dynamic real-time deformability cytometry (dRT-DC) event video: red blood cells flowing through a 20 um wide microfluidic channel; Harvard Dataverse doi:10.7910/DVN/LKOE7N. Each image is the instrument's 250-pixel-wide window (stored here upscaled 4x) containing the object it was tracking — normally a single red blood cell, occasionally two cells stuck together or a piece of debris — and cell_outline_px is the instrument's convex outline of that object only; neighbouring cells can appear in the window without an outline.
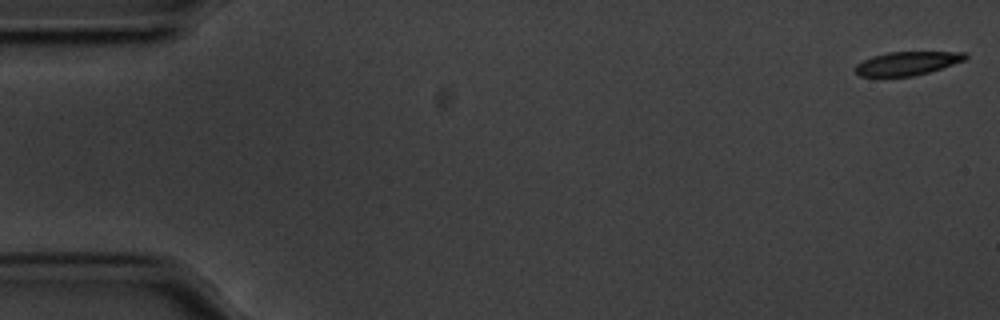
{"species": "common noctule bat (a hibernating species)", "species_latin": "Nyctalus noctula", "temperature_condition": "cold", "stored_images_in_passage": 56, "camera_frame_rate_fps": 3000, "um_per_image_px": 0.085, "animal": {"sex": "male", "body_mass_g": 20.1, "forearm_length_mm": 53.5}, "frame": {"image": 1, "passage_image": 1, "time_ms": 0.0, "image_size_px": [1000, 320], "cell_outline_px": [[968, 56], [964, 60], [928, 72], [912, 76], [876, 80], [860, 76], [856, 72], [856, 64], [872, 56], [888, 52], [968, 52]], "centroid_in_image_um": [77.01, 5.43], "position_along_channel_um": 8.0, "area_um2": 15.61}}
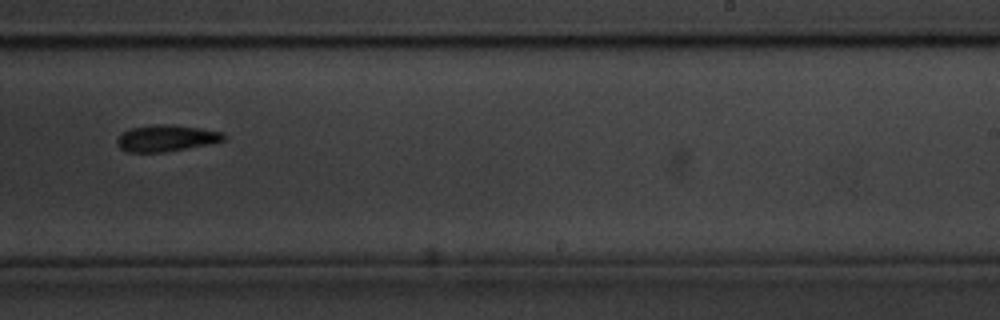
{"frame": {"image": 2, "passage_image": 35, "time_ms": 11.333, "image_size_px": [1000, 320], "cell_outline_px": [[224, 140], [208, 144], [164, 152], [128, 152], [120, 148], [116, 144], [116, 140], [124, 132], [132, 128], [156, 124], [172, 124], [200, 128], [224, 132]], "centroid_in_image_um": [14.13, 11.74], "position_along_channel_um": 274.9, "area_um2": 16.3}}
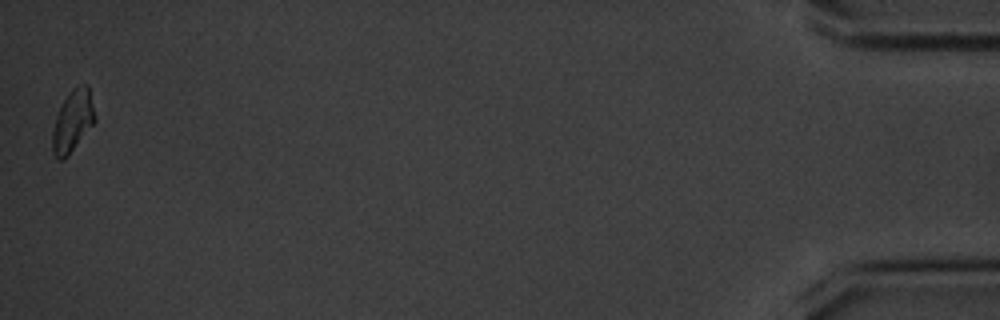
{"frame": {"image": 3, "passage_image": 56, "time_ms": 18.333, "image_size_px": [1000, 320], "cell_outline_px": [[96, 120], [68, 156], [64, 160], [60, 160], [52, 152], [52, 132], [56, 116], [64, 100], [72, 88], [76, 84], [88, 84], [96, 116]], "centroid_in_image_um": [6.19, 10.27], "position_along_channel_um": 429.0, "area_um2": 15.32}, "authors_computed_cell_mechanics": {"area_um2": 16.2707, "velocity_mm_per_s": 3.5395, "shape_relaxation_time_tau1_ms": 2.1745, "shape_relaxation_time_tau2_ms": null, "deformation_change_tau1": 0.1103, "deformation_change_tau2": null}}